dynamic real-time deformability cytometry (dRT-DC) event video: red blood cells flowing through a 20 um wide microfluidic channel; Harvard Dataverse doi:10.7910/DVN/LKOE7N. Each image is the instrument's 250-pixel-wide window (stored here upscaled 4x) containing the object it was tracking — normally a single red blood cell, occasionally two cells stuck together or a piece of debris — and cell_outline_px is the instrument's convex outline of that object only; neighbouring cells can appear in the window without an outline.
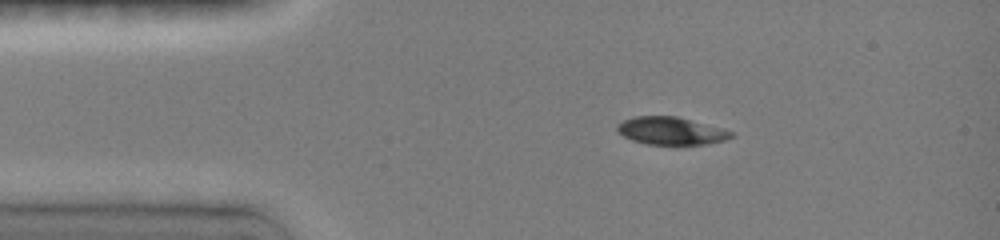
{"species": "common noctule bat (a hibernating species)", "species_latin": "Nyctalus noctula", "temperature_condition": "room temperature", "stored_images_in_passage": 53, "camera_frame_rate_fps": 3000, "um_per_image_px": 0.085, "animal": {"sex": "female", "body_mass_g": 19.0, "forearm_length_mm": 51.5}, "frame": {"image": 1, "passage_image": 6, "time_ms": 2.0, "image_size_px": [1000, 240], "cell_outline_px": [[736, 136], [724, 140], [708, 144], [676, 148], [648, 144], [632, 140], [624, 136], [616, 128], [616, 124], [632, 116], [676, 116], [724, 128], [732, 132]], "centroid_in_image_um": [57.08, 11.17], "position_along_channel_um": 27.9, "area_um2": 19.25}}
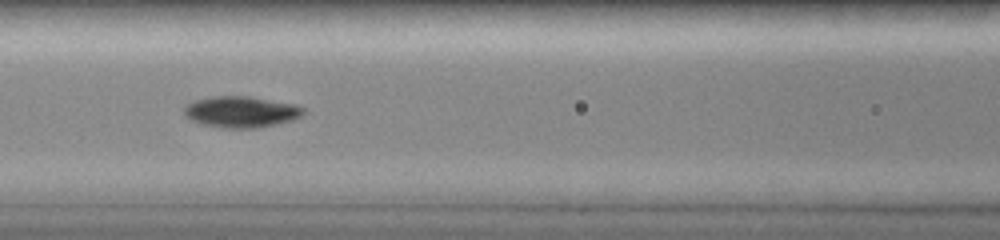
{"frame": {"image": 2, "passage_image": 25, "time_ms": 6.0, "image_size_px": [1000, 240], "cell_outline_px": [[304, 112], [300, 116], [292, 120], [276, 124], [256, 128], [224, 128], [204, 124], [192, 120], [184, 116], [184, 108], [188, 104], [196, 100], [216, 96], [244, 96], [296, 104], [304, 108]], "centroid_in_image_um": [20.5, 9.51], "position_along_channel_um": 146.1, "area_um2": 21.39}}
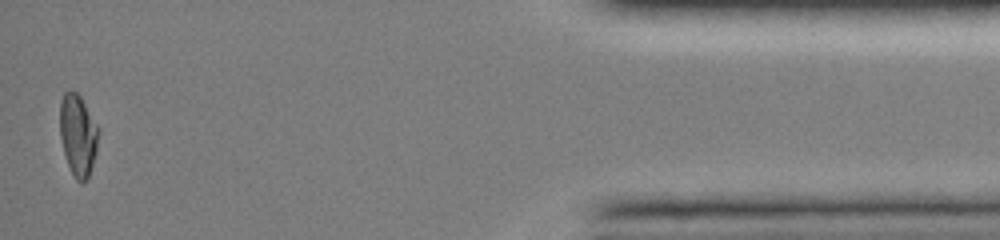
{"frame": {"image": 3, "passage_image": 53, "time_ms": 14.667, "image_size_px": [1000, 240], "cell_outline_px": [[100, 128], [96, 152], [88, 176], [80, 184], [76, 180], [68, 164], [64, 152], [60, 136], [60, 100], [64, 92], [68, 88], [76, 92], [80, 96]], "centroid_in_image_um": [6.63, 11.42], "position_along_channel_um": 428.6, "area_um2": 18.38}, "authors_computed_cell_mechanics": {"area_um2": 20.6924, "velocity_mm_per_s": 4.0419, "shape_relaxation_time_tau1_ms": 4.5196, "shape_relaxation_time_tau2_ms": null, "deformation_change_tau1": 0.1672, "deformation_change_tau2": null}}